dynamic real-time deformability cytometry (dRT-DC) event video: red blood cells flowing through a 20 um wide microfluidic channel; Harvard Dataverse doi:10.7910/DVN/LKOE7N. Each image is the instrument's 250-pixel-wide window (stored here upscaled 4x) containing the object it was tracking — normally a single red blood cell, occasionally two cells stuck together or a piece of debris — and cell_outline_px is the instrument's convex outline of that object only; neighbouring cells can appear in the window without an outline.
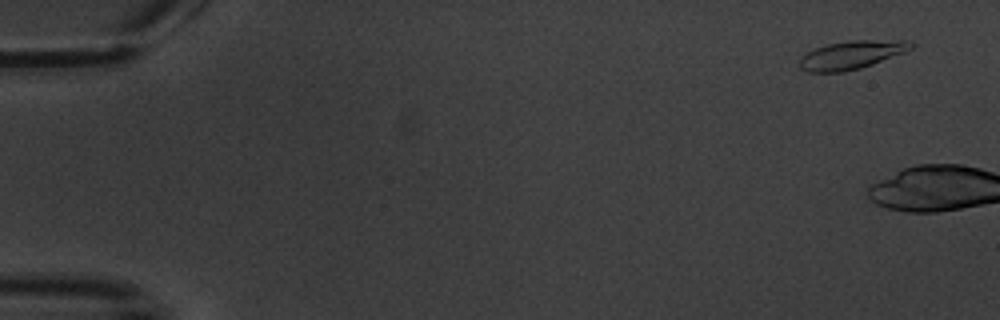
{"species": "common noctule bat (a hibernating species)", "species_latin": "Nyctalus noctula", "temperature_condition": "warm", "stored_images_in_passage": 3, "camera_frame_rate_fps": 3000, "um_per_image_px": 0.085, "animal": {"sex": "male", "body_mass_g": 20.1, "forearm_length_mm": 53.5}, "frame": {"image": 1, "passage_image": 2, "time_ms": 1.0, "image_size_px": [1000, 320], "cell_outline_px": [[916, 44], [912, 48], [904, 52], [872, 64], [860, 68], [844, 72], [808, 72], [800, 68], [800, 56], [816, 48], [828, 44], [848, 40], [908, 40]], "centroid_in_image_um": [72.39, 4.66], "position_along_channel_um": 12.6, "area_um2": 18.38}}